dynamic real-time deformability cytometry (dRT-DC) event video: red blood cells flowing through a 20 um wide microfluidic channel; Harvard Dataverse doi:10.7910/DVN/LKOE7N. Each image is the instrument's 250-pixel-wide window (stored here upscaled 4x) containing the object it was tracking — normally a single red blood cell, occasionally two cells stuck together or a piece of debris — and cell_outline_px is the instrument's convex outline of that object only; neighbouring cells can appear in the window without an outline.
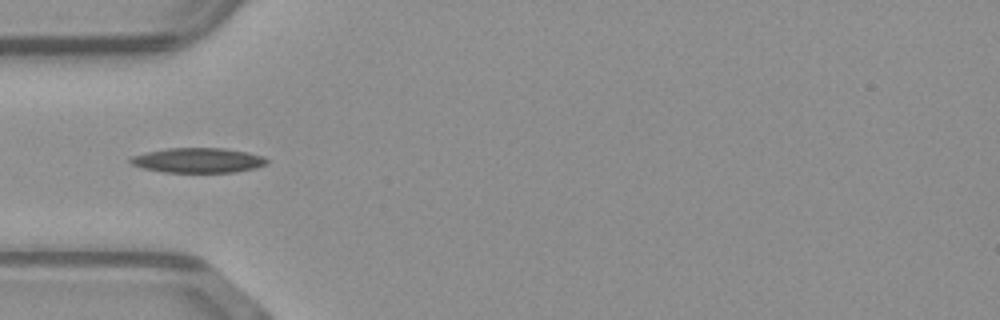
{"species": "common noctule bat (a hibernating species)", "species_latin": "Nyctalus noctula", "temperature_condition": "warm", "stored_images_in_passage": 32, "camera_frame_rate_fps": 3000, "um_per_image_px": 0.085, "animal": {"sex": "male", "body_mass_g": 23.1, "forearm_length_mm": 52.7}, "frame": {"image": 1, "passage_image": 1, "time_ms": 0.0, "image_size_px": [1000, 320], "cell_outline_px": [[268, 160], [264, 164], [256, 168], [236, 172], [164, 172], [144, 168], [132, 164], [128, 160], [132, 156], [144, 152], [168, 148], [224, 148], [264, 156]], "centroid_in_image_um": [16.81, 13.62], "position_along_channel_um": 68.2, "area_um2": 19.65}}
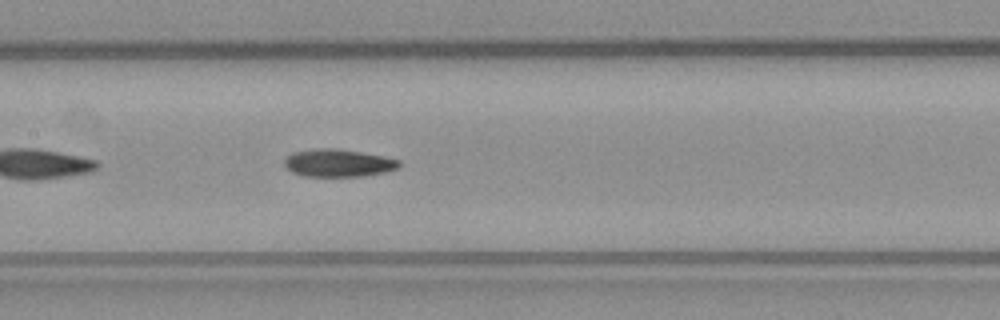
{"frame": {"image": 2, "passage_image": 9, "time_ms": 2.667, "image_size_px": [1000, 320], "cell_outline_px": [[400, 168], [384, 172], [364, 176], [304, 176], [292, 172], [284, 164], [284, 160], [292, 152], [316, 148], [336, 148], [384, 156], [400, 160]], "centroid_in_image_um": [28.76, 13.85], "position_along_channel_um": 178.6, "area_um2": 18.5}}
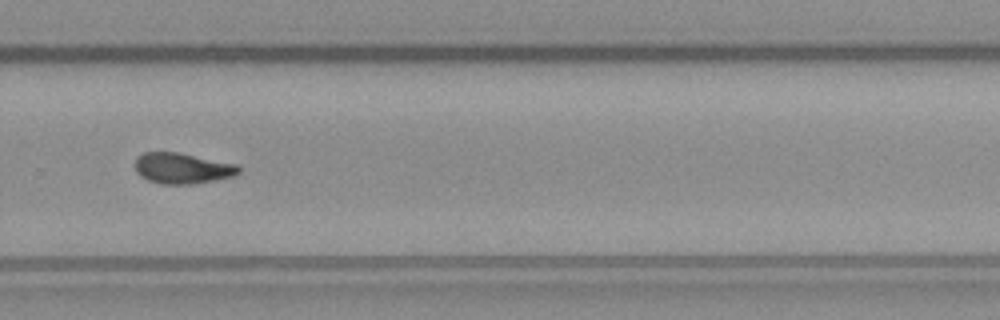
{"frame": {"image": 3, "passage_image": 19, "time_ms": 6.0, "image_size_px": [1000, 320], "cell_outline_px": [[240, 172], [232, 176], [216, 180], [196, 184], [160, 184], [148, 180], [140, 176], [136, 172], [136, 156], [144, 152], [180, 152], [236, 164], [240, 168]], "centroid_in_image_um": [15.48, 14.3], "position_along_channel_um": 314.3, "area_um2": 18.73}, "authors_computed_cell_mechanics": {"area_um2": 18.1781, "velocity_mm_per_s": 4.088, "shape_relaxation_time_tau1_ms": 7.6971, "shape_relaxation_time_tau2_ms": 7.3909, "deformation_change_tau1": 0.2085, "deformation_change_tau2": 0.1494}}